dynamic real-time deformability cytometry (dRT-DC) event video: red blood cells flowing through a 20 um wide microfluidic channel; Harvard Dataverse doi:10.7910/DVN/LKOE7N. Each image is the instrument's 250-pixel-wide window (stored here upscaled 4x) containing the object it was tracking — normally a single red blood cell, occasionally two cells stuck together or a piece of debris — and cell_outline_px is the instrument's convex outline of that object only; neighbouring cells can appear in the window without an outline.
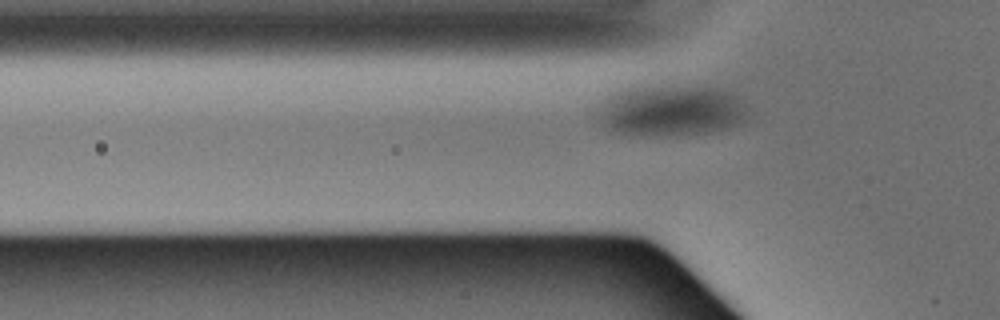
{"species": "Egyptian fruit bat (a non-hibernating species)", "species_latin": "Rousettus aegyptiacus", "temperature_condition": "warm", "stored_images_in_passage": 5, "camera_frame_rate_fps": 3000, "um_per_image_px": 0.085, "animal": {"sex": "male"}, "frame": {"image": 1, "passage_image": 5, "time_ms": 1.333, "image_size_px": [1000, 320], "cell_outline_px": [[744, 120], [736, 124], [724, 128], [708, 132], [664, 136], [640, 136], [616, 132], [608, 128], [600, 120], [600, 116], [612, 100], [620, 96], [632, 92], [688, 88], [712, 88], [736, 96], [744, 112]], "centroid_in_image_um": [57.17, 9.53], "position_along_channel_um": 68.6, "area_um2": 40.29}}